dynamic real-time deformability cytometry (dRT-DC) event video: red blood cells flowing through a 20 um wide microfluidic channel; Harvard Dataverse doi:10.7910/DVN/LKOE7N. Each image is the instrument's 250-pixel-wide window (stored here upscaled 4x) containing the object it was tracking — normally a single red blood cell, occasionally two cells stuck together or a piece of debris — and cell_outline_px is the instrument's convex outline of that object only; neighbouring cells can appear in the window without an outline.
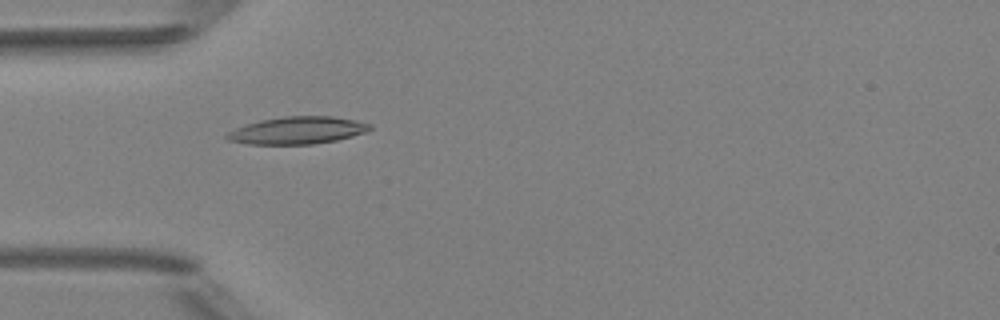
{"species": "Egyptian fruit bat (a non-hibernating species)", "species_latin": "Rousettus aegyptiacus", "temperature_condition": "room temperature", "stored_images_in_passage": 3, "camera_frame_rate_fps": 3000, "um_per_image_px": 0.085, "animal": {"sex": "female"}, "frame": {"image": 1, "passage_image": 2, "time_ms": 1.0, "image_size_px": [1000, 320], "cell_outline_px": [[372, 128], [364, 132], [352, 136], [336, 140], [312, 144], [248, 144], [228, 140], [224, 136], [228, 132], [236, 128], [260, 120], [284, 116], [332, 116], [356, 120], [372, 124]], "centroid_in_image_um": [25.29, 11.08], "position_along_channel_um": 59.7, "area_um2": 22.66}}
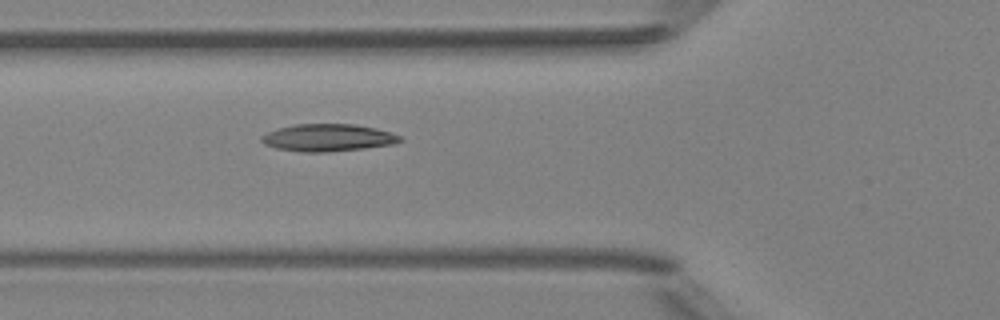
{"frame": {"image": 2, "passage_image": 3, "time_ms": 2.0, "image_size_px": [1000, 320], "cell_outline_px": [[404, 140], [392, 144], [364, 148], [328, 152], [304, 152], [276, 148], [264, 144], [260, 140], [260, 136], [268, 132], [280, 128], [296, 124], [356, 124], [376, 128], [400, 136]], "centroid_in_image_um": [27.86, 11.7], "position_along_channel_um": 97.9, "area_um2": 21.91}}